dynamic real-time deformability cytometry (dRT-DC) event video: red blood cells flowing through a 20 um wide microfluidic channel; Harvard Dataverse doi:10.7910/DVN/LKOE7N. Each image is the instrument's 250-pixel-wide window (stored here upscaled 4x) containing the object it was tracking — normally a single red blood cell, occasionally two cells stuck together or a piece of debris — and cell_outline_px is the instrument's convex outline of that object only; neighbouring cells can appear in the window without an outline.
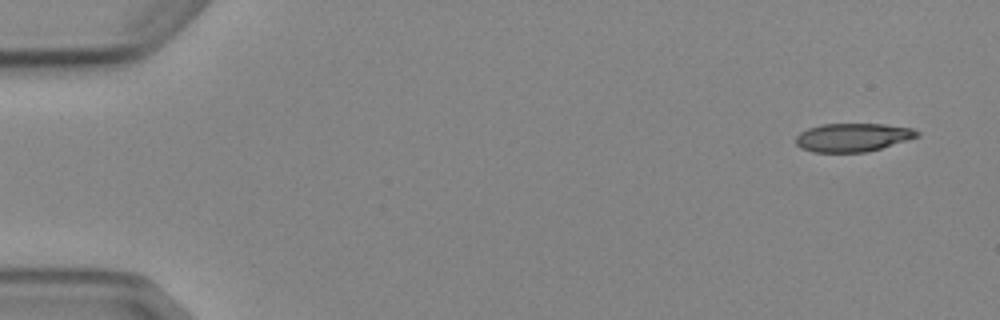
{"species": "Egyptian fruit bat (a non-hibernating species)", "species_latin": "Rousettus aegyptiacus", "temperature_condition": "cold", "stored_images_in_passage": 5, "segment_of_instrument_passage": [1, 2], "camera_frame_rate_fps": 3000, "um_per_image_px": 0.085, "animal": {"sex": "female"}, "frame": {"image": 1, "passage_image": 1, "time_ms": 0.0, "image_size_px": [1000, 320], "cell_outline_px": [[920, 136], [880, 148], [864, 152], [812, 152], [800, 148], [796, 144], [796, 136], [800, 132], [808, 128], [820, 124], [884, 124], [912, 128], [920, 132]], "centroid_in_image_um": [72.46, 11.67], "position_along_channel_um": 12.5, "area_um2": 20.06}}
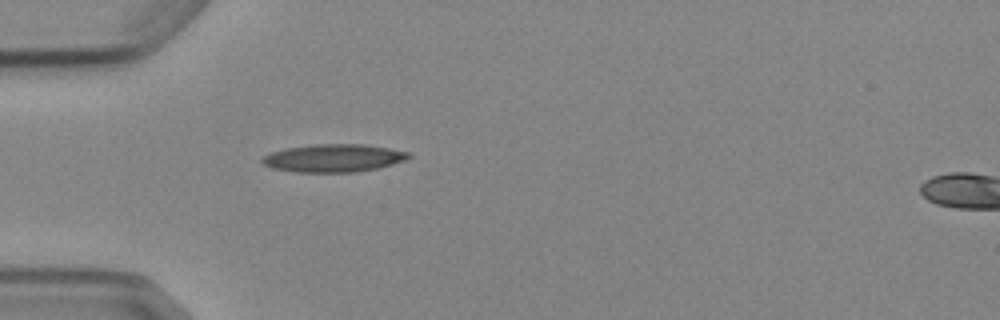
{"frame": {"image": 2, "passage_image": 4, "time_ms": 4.333, "image_size_px": [1000, 320], "cell_outline_px": [[412, 156], [404, 160], [380, 168], [352, 172], [296, 172], [272, 168], [264, 164], [260, 160], [264, 156], [272, 152], [284, 148], [316, 144], [364, 144], [388, 148], [408, 152]], "centroid_in_image_um": [28.34, 13.43], "position_along_channel_um": 56.7, "area_um2": 23.7}}